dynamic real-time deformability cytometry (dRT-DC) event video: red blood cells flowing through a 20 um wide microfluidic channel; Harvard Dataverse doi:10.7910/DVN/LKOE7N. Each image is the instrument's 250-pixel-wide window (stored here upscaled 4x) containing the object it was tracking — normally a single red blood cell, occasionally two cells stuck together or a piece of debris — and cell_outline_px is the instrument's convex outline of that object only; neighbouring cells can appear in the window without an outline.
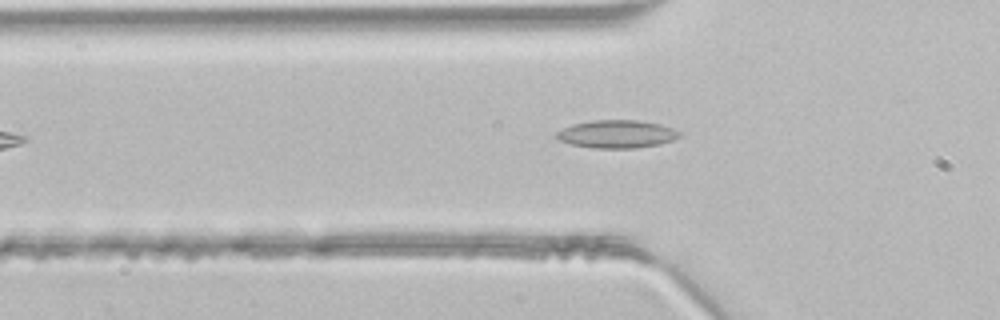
{"species": "common noctule bat (a hibernating species)", "species_latin": "Nyctalus noctula", "temperature_condition": "room temperature", "stored_images_in_passage": 38, "camera_frame_rate_fps": 3000, "um_per_image_px": 0.085, "animal": {"sex": "male", "body_mass_g": 21.5, "forearm_length_mm": 52.0}, "frame": {"image": 1, "passage_image": 7, "time_ms": 2.0, "image_size_px": [1000, 320], "cell_outline_px": [[680, 136], [672, 140], [660, 144], [636, 148], [592, 148], [572, 144], [560, 140], [556, 136], [556, 132], [572, 124], [592, 120], [640, 120], [660, 124], [672, 128], [680, 132]], "centroid_in_image_um": [52.44, 11.39], "position_along_channel_um": 73.4, "area_um2": 19.94}}
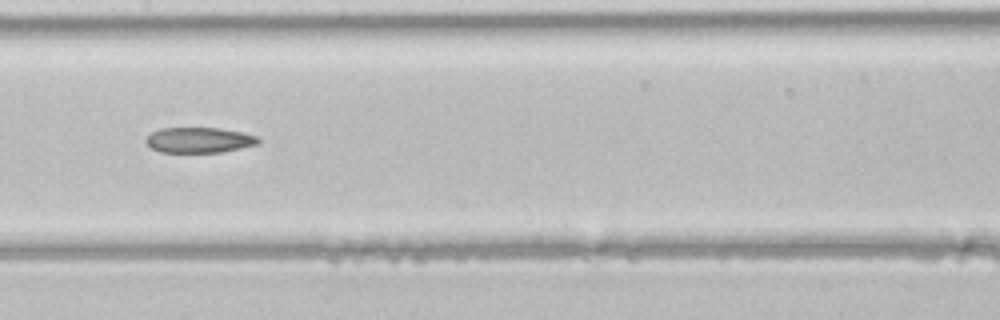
{"frame": {"image": 2, "passage_image": 15, "time_ms": 4.667, "image_size_px": [1000, 320], "cell_outline_px": [[260, 144], [220, 152], [160, 152], [152, 148], [144, 140], [152, 132], [160, 128], [220, 128], [244, 132], [256, 136], [260, 140]], "centroid_in_image_um": [16.95, 11.9], "position_along_channel_um": 190.5, "area_um2": 16.65}}
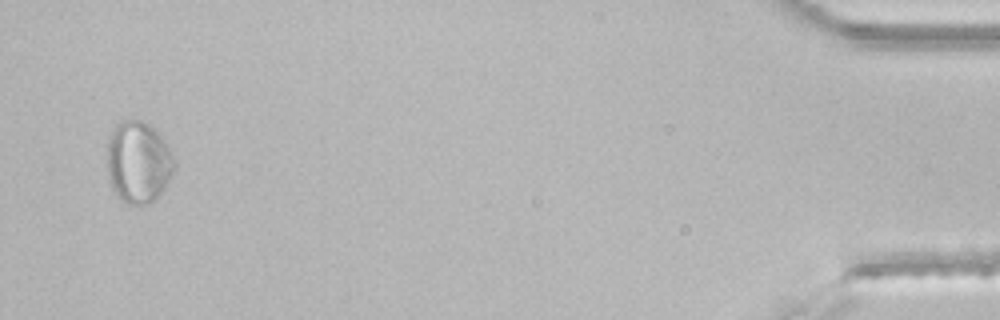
{"frame": {"image": 3, "passage_image": 37, "time_ms": 12.0, "image_size_px": [1000, 320], "cell_outline_px": [[176, 168], [164, 188], [148, 204], [140, 208], [128, 204], [120, 200], [116, 196], [108, 180], [108, 140], [112, 128], [116, 124], [124, 120], [140, 120], [148, 124], [160, 136], [176, 160]], "centroid_in_image_um": [11.74, 13.83], "position_along_channel_um": 423.5, "area_um2": 32.25}}